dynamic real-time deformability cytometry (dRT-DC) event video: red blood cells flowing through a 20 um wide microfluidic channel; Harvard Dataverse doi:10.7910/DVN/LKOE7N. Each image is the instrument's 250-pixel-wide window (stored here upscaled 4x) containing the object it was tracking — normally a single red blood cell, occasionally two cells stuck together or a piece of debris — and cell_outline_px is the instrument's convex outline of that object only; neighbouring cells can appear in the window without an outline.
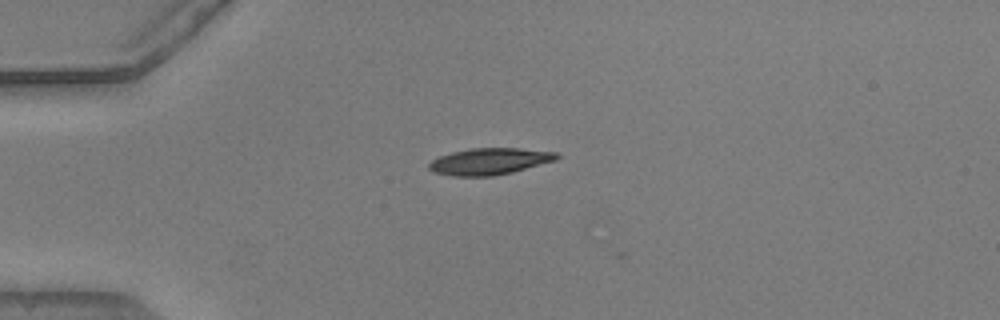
{"species": "common noctule bat (a hibernating species)", "species_latin": "Nyctalus noctula", "temperature_condition": "warm", "stored_images_in_passage": 4, "camera_frame_rate_fps": 3000, "um_per_image_px": 0.085, "animal": {"sex": "male", "body_mass_g": 20.5, "forearm_length_mm": 52.5}, "frame": {"image": 1, "passage_image": 1, "time_ms": 0.0, "image_size_px": [1000, 320], "cell_outline_px": [[560, 156], [556, 160], [512, 172], [492, 176], [452, 176], [432, 172], [428, 168], [428, 164], [432, 160], [440, 156], [452, 152], [472, 148], [520, 148], [556, 152]], "centroid_in_image_um": [41.59, 13.72], "position_along_channel_um": 43.4, "area_um2": 19.77}}